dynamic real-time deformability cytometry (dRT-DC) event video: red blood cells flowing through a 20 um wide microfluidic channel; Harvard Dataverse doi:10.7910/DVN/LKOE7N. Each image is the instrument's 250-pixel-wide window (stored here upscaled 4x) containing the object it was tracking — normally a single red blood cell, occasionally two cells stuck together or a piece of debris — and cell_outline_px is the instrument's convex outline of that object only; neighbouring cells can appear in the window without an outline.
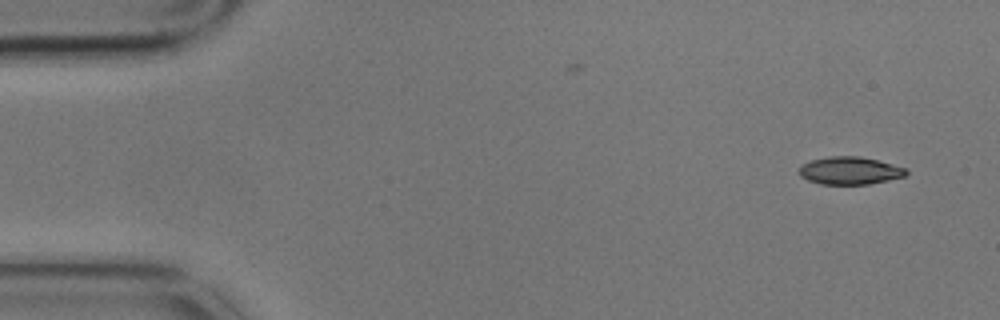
{"species": "common noctule bat (a hibernating species)", "species_latin": "Nyctalus noctula", "temperature_condition": "cold", "stored_images_in_passage": 8, "camera_frame_rate_fps": 3000, "um_per_image_px": 0.085, "animal": {"sex": "male", "body_mass_g": 17.9}, "frame": {"image": 1, "passage_image": 1, "time_ms": 0.0, "image_size_px": [1000, 320], "cell_outline_px": [[908, 172], [904, 176], [888, 180], [868, 184], [820, 184], [808, 180], [800, 176], [800, 164], [812, 160], [828, 156], [860, 156], [892, 164], [904, 168]], "centroid_in_image_um": [72.2, 14.5], "position_along_channel_um": 12.8, "area_um2": 17.11}}
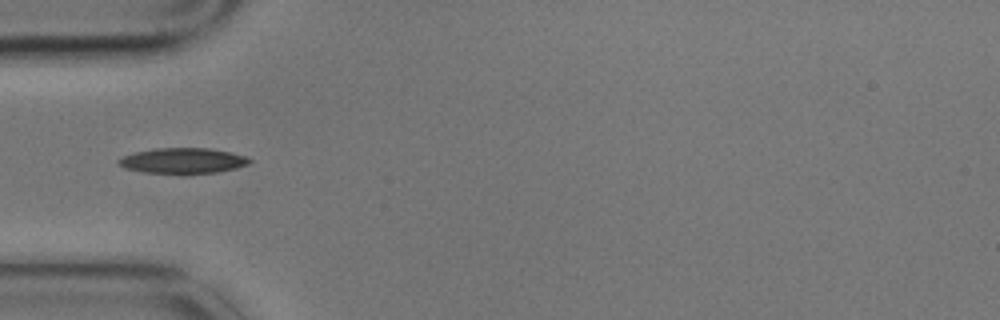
{"frame": {"image": 2, "passage_image": 5, "time_ms": 1.333, "image_size_px": [1000, 320], "cell_outline_px": [[252, 160], [248, 164], [236, 168], [216, 172], [184, 176], [144, 172], [124, 168], [116, 164], [116, 160], [124, 156], [136, 152], [156, 148], [208, 148], [228, 152], [244, 156]], "centroid_in_image_um": [15.49, 13.7], "position_along_channel_um": 69.5, "area_um2": 19.94}}
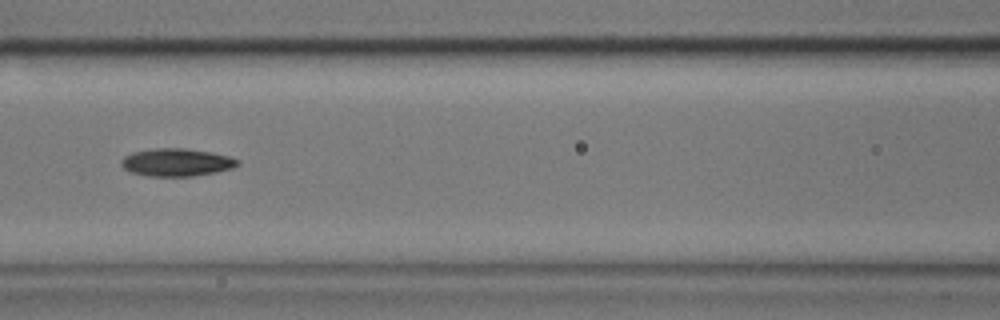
{"frame": {"image": 3, "passage_image": 7, "time_ms": 2.0, "image_size_px": [1000, 320], "cell_outline_px": [[240, 164], [232, 168], [216, 172], [192, 176], [148, 176], [132, 172], [124, 168], [120, 164], [120, 160], [124, 156], [132, 152], [156, 148], [184, 148], [212, 152], [228, 156], [240, 160]], "centroid_in_image_um": [15.01, 13.79], "position_along_channel_um": 151.6, "area_um2": 18.84}}